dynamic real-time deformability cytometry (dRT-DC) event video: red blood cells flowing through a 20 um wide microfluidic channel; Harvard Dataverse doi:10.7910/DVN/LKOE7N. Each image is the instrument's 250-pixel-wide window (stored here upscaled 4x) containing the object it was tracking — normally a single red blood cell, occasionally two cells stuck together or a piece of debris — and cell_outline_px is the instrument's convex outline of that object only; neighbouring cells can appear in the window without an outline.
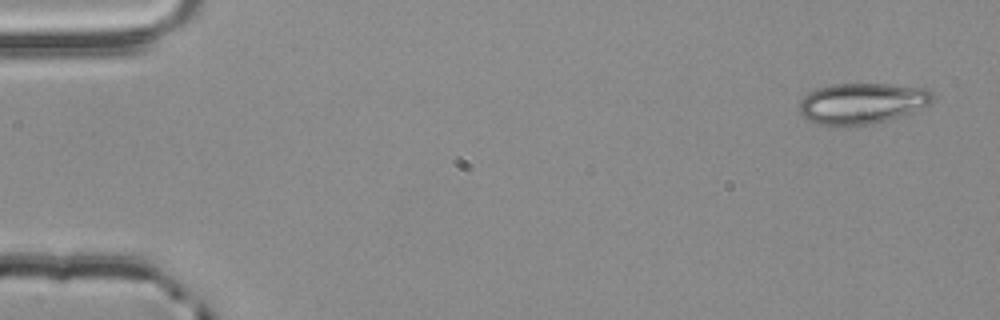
{"species": "common noctule bat (a hibernating species)", "species_latin": "Nyctalus noctula", "temperature_condition": "room temperature", "stored_images_in_passage": 4, "camera_frame_rate_fps": 3000, "um_per_image_px": 0.085, "animal": {"sex": "male", "body_mass_g": 20.4}, "frame": {"image": 1, "passage_image": 1, "time_ms": 0.0, "image_size_px": [1000, 320], "cell_outline_px": [[932, 100], [928, 104], [912, 112], [884, 120], [868, 124], [820, 124], [808, 120], [800, 112], [800, 100], [808, 92], [832, 84], [888, 84], [928, 88], [932, 92]], "centroid_in_image_um": [73.27, 8.75], "position_along_channel_um": 11.7, "area_um2": 31.04}}